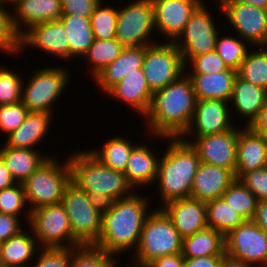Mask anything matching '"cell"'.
Wrapping results in <instances>:
<instances>
[{
    "instance_id": "obj_1",
    "label": "cell",
    "mask_w": 267,
    "mask_h": 267,
    "mask_svg": "<svg viewBox=\"0 0 267 267\" xmlns=\"http://www.w3.org/2000/svg\"><path fill=\"white\" fill-rule=\"evenodd\" d=\"M197 98L190 76L185 72L174 82L155 91L144 116L148 135L161 141L182 137L194 116ZM155 135V136H154Z\"/></svg>"
},
{
    "instance_id": "obj_2",
    "label": "cell",
    "mask_w": 267,
    "mask_h": 267,
    "mask_svg": "<svg viewBox=\"0 0 267 267\" xmlns=\"http://www.w3.org/2000/svg\"><path fill=\"white\" fill-rule=\"evenodd\" d=\"M142 195L141 191H135L113 202L112 208L103 214L101 233L94 246L118 258L122 252L134 253L145 220L152 212L151 200Z\"/></svg>"
},
{
    "instance_id": "obj_3",
    "label": "cell",
    "mask_w": 267,
    "mask_h": 267,
    "mask_svg": "<svg viewBox=\"0 0 267 267\" xmlns=\"http://www.w3.org/2000/svg\"><path fill=\"white\" fill-rule=\"evenodd\" d=\"M68 159L71 182L88 194L90 203L102 215L112 208L114 201L135 192L124 172L106 167L88 150L76 151Z\"/></svg>"
},
{
    "instance_id": "obj_4",
    "label": "cell",
    "mask_w": 267,
    "mask_h": 267,
    "mask_svg": "<svg viewBox=\"0 0 267 267\" xmlns=\"http://www.w3.org/2000/svg\"><path fill=\"white\" fill-rule=\"evenodd\" d=\"M167 149L161 154L155 184L165 203L190 197L195 174L201 164L198 152L191 143L179 138H167Z\"/></svg>"
},
{
    "instance_id": "obj_5",
    "label": "cell",
    "mask_w": 267,
    "mask_h": 267,
    "mask_svg": "<svg viewBox=\"0 0 267 267\" xmlns=\"http://www.w3.org/2000/svg\"><path fill=\"white\" fill-rule=\"evenodd\" d=\"M183 238L159 207L152 210L142 227L131 265L145 267L155 258L182 253ZM134 260V261H133Z\"/></svg>"
},
{
    "instance_id": "obj_6",
    "label": "cell",
    "mask_w": 267,
    "mask_h": 267,
    "mask_svg": "<svg viewBox=\"0 0 267 267\" xmlns=\"http://www.w3.org/2000/svg\"><path fill=\"white\" fill-rule=\"evenodd\" d=\"M70 182L69 159L60 162L54 155L48 157L22 184L30 210L61 203Z\"/></svg>"
},
{
    "instance_id": "obj_7",
    "label": "cell",
    "mask_w": 267,
    "mask_h": 267,
    "mask_svg": "<svg viewBox=\"0 0 267 267\" xmlns=\"http://www.w3.org/2000/svg\"><path fill=\"white\" fill-rule=\"evenodd\" d=\"M58 65L36 69L23 81L21 102L29 112H48L54 114L56 101L68 88L69 69ZM26 84H25V83ZM61 96V97H60ZM55 104V105H54Z\"/></svg>"
},
{
    "instance_id": "obj_8",
    "label": "cell",
    "mask_w": 267,
    "mask_h": 267,
    "mask_svg": "<svg viewBox=\"0 0 267 267\" xmlns=\"http://www.w3.org/2000/svg\"><path fill=\"white\" fill-rule=\"evenodd\" d=\"M154 31L152 0H132L123 7L119 6L115 38L124 48L149 46L158 42Z\"/></svg>"
},
{
    "instance_id": "obj_9",
    "label": "cell",
    "mask_w": 267,
    "mask_h": 267,
    "mask_svg": "<svg viewBox=\"0 0 267 267\" xmlns=\"http://www.w3.org/2000/svg\"><path fill=\"white\" fill-rule=\"evenodd\" d=\"M63 205L73 238L81 245H95L102 229L103 215L89 201L88 194L70 182L66 187Z\"/></svg>"
},
{
    "instance_id": "obj_10",
    "label": "cell",
    "mask_w": 267,
    "mask_h": 267,
    "mask_svg": "<svg viewBox=\"0 0 267 267\" xmlns=\"http://www.w3.org/2000/svg\"><path fill=\"white\" fill-rule=\"evenodd\" d=\"M28 225L40 248L70 249L81 246L73 238L68 215L61 203L32 210Z\"/></svg>"
},
{
    "instance_id": "obj_11",
    "label": "cell",
    "mask_w": 267,
    "mask_h": 267,
    "mask_svg": "<svg viewBox=\"0 0 267 267\" xmlns=\"http://www.w3.org/2000/svg\"><path fill=\"white\" fill-rule=\"evenodd\" d=\"M164 41L145 46L142 69L153 93L174 82L186 72L182 54L175 43Z\"/></svg>"
},
{
    "instance_id": "obj_12",
    "label": "cell",
    "mask_w": 267,
    "mask_h": 267,
    "mask_svg": "<svg viewBox=\"0 0 267 267\" xmlns=\"http://www.w3.org/2000/svg\"><path fill=\"white\" fill-rule=\"evenodd\" d=\"M209 11L207 4L205 5L203 1L191 14L184 30L174 41L182 54L185 65L193 57L215 50L220 27L219 24L216 25L215 18Z\"/></svg>"
},
{
    "instance_id": "obj_13",
    "label": "cell",
    "mask_w": 267,
    "mask_h": 267,
    "mask_svg": "<svg viewBox=\"0 0 267 267\" xmlns=\"http://www.w3.org/2000/svg\"><path fill=\"white\" fill-rule=\"evenodd\" d=\"M216 2L221 16H225L231 25L229 27L235 31L234 35L248 42L251 47L267 46V9L242 2Z\"/></svg>"
},
{
    "instance_id": "obj_14",
    "label": "cell",
    "mask_w": 267,
    "mask_h": 267,
    "mask_svg": "<svg viewBox=\"0 0 267 267\" xmlns=\"http://www.w3.org/2000/svg\"><path fill=\"white\" fill-rule=\"evenodd\" d=\"M225 254L261 267L267 261V233L253 220H245L225 236Z\"/></svg>"
},
{
    "instance_id": "obj_15",
    "label": "cell",
    "mask_w": 267,
    "mask_h": 267,
    "mask_svg": "<svg viewBox=\"0 0 267 267\" xmlns=\"http://www.w3.org/2000/svg\"><path fill=\"white\" fill-rule=\"evenodd\" d=\"M229 106V102L222 100H197L191 124L181 138H198L234 129L237 123Z\"/></svg>"
},
{
    "instance_id": "obj_16",
    "label": "cell",
    "mask_w": 267,
    "mask_h": 267,
    "mask_svg": "<svg viewBox=\"0 0 267 267\" xmlns=\"http://www.w3.org/2000/svg\"><path fill=\"white\" fill-rule=\"evenodd\" d=\"M65 27L60 20L30 26L20 35V53L26 48L45 51L46 55L57 57L58 60L70 61V47ZM29 46V47H28ZM38 48V49H37Z\"/></svg>"
},
{
    "instance_id": "obj_17",
    "label": "cell",
    "mask_w": 267,
    "mask_h": 267,
    "mask_svg": "<svg viewBox=\"0 0 267 267\" xmlns=\"http://www.w3.org/2000/svg\"><path fill=\"white\" fill-rule=\"evenodd\" d=\"M239 127L220 134L183 139L196 149L201 162L223 167L235 175ZM192 139V140H191Z\"/></svg>"
},
{
    "instance_id": "obj_18",
    "label": "cell",
    "mask_w": 267,
    "mask_h": 267,
    "mask_svg": "<svg viewBox=\"0 0 267 267\" xmlns=\"http://www.w3.org/2000/svg\"><path fill=\"white\" fill-rule=\"evenodd\" d=\"M152 1L155 33L159 34L158 37L166 39L167 42H174L184 30L191 14L204 0Z\"/></svg>"
},
{
    "instance_id": "obj_19",
    "label": "cell",
    "mask_w": 267,
    "mask_h": 267,
    "mask_svg": "<svg viewBox=\"0 0 267 267\" xmlns=\"http://www.w3.org/2000/svg\"><path fill=\"white\" fill-rule=\"evenodd\" d=\"M172 221L182 238L207 228V207L193 198L171 200L160 207Z\"/></svg>"
},
{
    "instance_id": "obj_20",
    "label": "cell",
    "mask_w": 267,
    "mask_h": 267,
    "mask_svg": "<svg viewBox=\"0 0 267 267\" xmlns=\"http://www.w3.org/2000/svg\"><path fill=\"white\" fill-rule=\"evenodd\" d=\"M105 95L125 103L131 110L139 113L142 118L147 114L153 92L148 86L143 69L129 72L120 82L113 86ZM111 96V97H110Z\"/></svg>"
},
{
    "instance_id": "obj_21",
    "label": "cell",
    "mask_w": 267,
    "mask_h": 267,
    "mask_svg": "<svg viewBox=\"0 0 267 267\" xmlns=\"http://www.w3.org/2000/svg\"><path fill=\"white\" fill-rule=\"evenodd\" d=\"M10 9L19 35L30 26L59 20L62 16L61 0H17Z\"/></svg>"
},
{
    "instance_id": "obj_22",
    "label": "cell",
    "mask_w": 267,
    "mask_h": 267,
    "mask_svg": "<svg viewBox=\"0 0 267 267\" xmlns=\"http://www.w3.org/2000/svg\"><path fill=\"white\" fill-rule=\"evenodd\" d=\"M267 102V90L253 85L237 75L229 105L231 113L243 121V127H250ZM246 123V124H244Z\"/></svg>"
},
{
    "instance_id": "obj_23",
    "label": "cell",
    "mask_w": 267,
    "mask_h": 267,
    "mask_svg": "<svg viewBox=\"0 0 267 267\" xmlns=\"http://www.w3.org/2000/svg\"><path fill=\"white\" fill-rule=\"evenodd\" d=\"M267 166V141L250 127L239 125L235 178Z\"/></svg>"
},
{
    "instance_id": "obj_24",
    "label": "cell",
    "mask_w": 267,
    "mask_h": 267,
    "mask_svg": "<svg viewBox=\"0 0 267 267\" xmlns=\"http://www.w3.org/2000/svg\"><path fill=\"white\" fill-rule=\"evenodd\" d=\"M154 152V149L152 151L151 147L143 144V142L138 143L132 149L124 173L127 182L135 191H140L139 188L154 187L153 184H155L158 173L159 156H161L157 155L159 152Z\"/></svg>"
},
{
    "instance_id": "obj_25",
    "label": "cell",
    "mask_w": 267,
    "mask_h": 267,
    "mask_svg": "<svg viewBox=\"0 0 267 267\" xmlns=\"http://www.w3.org/2000/svg\"><path fill=\"white\" fill-rule=\"evenodd\" d=\"M235 179L230 170L201 162L195 174L190 198L204 202L220 198Z\"/></svg>"
},
{
    "instance_id": "obj_26",
    "label": "cell",
    "mask_w": 267,
    "mask_h": 267,
    "mask_svg": "<svg viewBox=\"0 0 267 267\" xmlns=\"http://www.w3.org/2000/svg\"><path fill=\"white\" fill-rule=\"evenodd\" d=\"M54 115L48 112H29L22 125L14 132L5 137L6 141L2 143L11 148H27L37 150L36 146L41 144L45 136H48L52 125L54 124ZM36 146V147H35ZM37 148V149H36Z\"/></svg>"
},
{
    "instance_id": "obj_27",
    "label": "cell",
    "mask_w": 267,
    "mask_h": 267,
    "mask_svg": "<svg viewBox=\"0 0 267 267\" xmlns=\"http://www.w3.org/2000/svg\"><path fill=\"white\" fill-rule=\"evenodd\" d=\"M145 57V46L123 48L119 57L100 71L93 79L97 88L106 94L129 72L141 69Z\"/></svg>"
},
{
    "instance_id": "obj_28",
    "label": "cell",
    "mask_w": 267,
    "mask_h": 267,
    "mask_svg": "<svg viewBox=\"0 0 267 267\" xmlns=\"http://www.w3.org/2000/svg\"><path fill=\"white\" fill-rule=\"evenodd\" d=\"M26 227L0 244L2 267H29L33 260L35 261V256L41 248L30 226Z\"/></svg>"
},
{
    "instance_id": "obj_29",
    "label": "cell",
    "mask_w": 267,
    "mask_h": 267,
    "mask_svg": "<svg viewBox=\"0 0 267 267\" xmlns=\"http://www.w3.org/2000/svg\"><path fill=\"white\" fill-rule=\"evenodd\" d=\"M197 100L215 99L229 102L238 71L228 69L213 74H188Z\"/></svg>"
},
{
    "instance_id": "obj_30",
    "label": "cell",
    "mask_w": 267,
    "mask_h": 267,
    "mask_svg": "<svg viewBox=\"0 0 267 267\" xmlns=\"http://www.w3.org/2000/svg\"><path fill=\"white\" fill-rule=\"evenodd\" d=\"M0 157L14 181L23 182L48 158L41 151L27 148H11L1 144ZM42 153V154H41Z\"/></svg>"
},
{
    "instance_id": "obj_31",
    "label": "cell",
    "mask_w": 267,
    "mask_h": 267,
    "mask_svg": "<svg viewBox=\"0 0 267 267\" xmlns=\"http://www.w3.org/2000/svg\"><path fill=\"white\" fill-rule=\"evenodd\" d=\"M224 255L225 235L213 228L207 227L183 238L182 256L184 258Z\"/></svg>"
},
{
    "instance_id": "obj_32",
    "label": "cell",
    "mask_w": 267,
    "mask_h": 267,
    "mask_svg": "<svg viewBox=\"0 0 267 267\" xmlns=\"http://www.w3.org/2000/svg\"><path fill=\"white\" fill-rule=\"evenodd\" d=\"M59 20L63 23L67 33L70 60L73 58L71 60L73 61L77 57L83 58L95 40L90 18L78 15H62Z\"/></svg>"
},
{
    "instance_id": "obj_33",
    "label": "cell",
    "mask_w": 267,
    "mask_h": 267,
    "mask_svg": "<svg viewBox=\"0 0 267 267\" xmlns=\"http://www.w3.org/2000/svg\"><path fill=\"white\" fill-rule=\"evenodd\" d=\"M110 138V139H109ZM137 143L125 137L111 136L101 147L96 149H89L88 151L97 158L102 164L110 169L125 172L127 167V160L129 159L132 149Z\"/></svg>"
},
{
    "instance_id": "obj_34",
    "label": "cell",
    "mask_w": 267,
    "mask_h": 267,
    "mask_svg": "<svg viewBox=\"0 0 267 267\" xmlns=\"http://www.w3.org/2000/svg\"><path fill=\"white\" fill-rule=\"evenodd\" d=\"M205 203L207 207V226L222 232L225 236L245 221L222 197Z\"/></svg>"
},
{
    "instance_id": "obj_35",
    "label": "cell",
    "mask_w": 267,
    "mask_h": 267,
    "mask_svg": "<svg viewBox=\"0 0 267 267\" xmlns=\"http://www.w3.org/2000/svg\"><path fill=\"white\" fill-rule=\"evenodd\" d=\"M123 48L116 38L107 40L95 38L93 44L83 56L84 60H87L86 63L90 64L89 72L92 80L100 71L119 57Z\"/></svg>"
},
{
    "instance_id": "obj_36",
    "label": "cell",
    "mask_w": 267,
    "mask_h": 267,
    "mask_svg": "<svg viewBox=\"0 0 267 267\" xmlns=\"http://www.w3.org/2000/svg\"><path fill=\"white\" fill-rule=\"evenodd\" d=\"M238 75L267 90V46H254L246 54Z\"/></svg>"
},
{
    "instance_id": "obj_37",
    "label": "cell",
    "mask_w": 267,
    "mask_h": 267,
    "mask_svg": "<svg viewBox=\"0 0 267 267\" xmlns=\"http://www.w3.org/2000/svg\"><path fill=\"white\" fill-rule=\"evenodd\" d=\"M222 198L245 220H253L258 206L255 195L239 180L235 179L222 194Z\"/></svg>"
},
{
    "instance_id": "obj_38",
    "label": "cell",
    "mask_w": 267,
    "mask_h": 267,
    "mask_svg": "<svg viewBox=\"0 0 267 267\" xmlns=\"http://www.w3.org/2000/svg\"><path fill=\"white\" fill-rule=\"evenodd\" d=\"M232 34L227 36L224 32L220 37L219 33L216 39L215 51L223 59L228 68L238 71L251 47L248 42L237 37V35L233 37Z\"/></svg>"
},
{
    "instance_id": "obj_39",
    "label": "cell",
    "mask_w": 267,
    "mask_h": 267,
    "mask_svg": "<svg viewBox=\"0 0 267 267\" xmlns=\"http://www.w3.org/2000/svg\"><path fill=\"white\" fill-rule=\"evenodd\" d=\"M118 264L116 256L94 245L71 248L69 267H118Z\"/></svg>"
},
{
    "instance_id": "obj_40",
    "label": "cell",
    "mask_w": 267,
    "mask_h": 267,
    "mask_svg": "<svg viewBox=\"0 0 267 267\" xmlns=\"http://www.w3.org/2000/svg\"><path fill=\"white\" fill-rule=\"evenodd\" d=\"M103 2L104 0H101L91 14L92 32L96 39H114L116 37L118 7L114 8L111 4L104 5L105 2Z\"/></svg>"
},
{
    "instance_id": "obj_41",
    "label": "cell",
    "mask_w": 267,
    "mask_h": 267,
    "mask_svg": "<svg viewBox=\"0 0 267 267\" xmlns=\"http://www.w3.org/2000/svg\"><path fill=\"white\" fill-rule=\"evenodd\" d=\"M26 194L22 184L16 183L15 185L0 190V213L7 215H14L27 220V225L30 221L31 210L27 206ZM27 206V207H26ZM26 208V209H25ZM23 212L25 215H23ZM22 215V216H21Z\"/></svg>"
},
{
    "instance_id": "obj_42",
    "label": "cell",
    "mask_w": 267,
    "mask_h": 267,
    "mask_svg": "<svg viewBox=\"0 0 267 267\" xmlns=\"http://www.w3.org/2000/svg\"><path fill=\"white\" fill-rule=\"evenodd\" d=\"M0 53L8 54V57L20 53V35L13 26L12 12L5 3L0 4Z\"/></svg>"
},
{
    "instance_id": "obj_43",
    "label": "cell",
    "mask_w": 267,
    "mask_h": 267,
    "mask_svg": "<svg viewBox=\"0 0 267 267\" xmlns=\"http://www.w3.org/2000/svg\"><path fill=\"white\" fill-rule=\"evenodd\" d=\"M23 81L10 67L0 66V106L21 101Z\"/></svg>"
},
{
    "instance_id": "obj_44",
    "label": "cell",
    "mask_w": 267,
    "mask_h": 267,
    "mask_svg": "<svg viewBox=\"0 0 267 267\" xmlns=\"http://www.w3.org/2000/svg\"><path fill=\"white\" fill-rule=\"evenodd\" d=\"M185 68L187 74H213L229 69L215 50L193 57Z\"/></svg>"
},
{
    "instance_id": "obj_45",
    "label": "cell",
    "mask_w": 267,
    "mask_h": 267,
    "mask_svg": "<svg viewBox=\"0 0 267 267\" xmlns=\"http://www.w3.org/2000/svg\"><path fill=\"white\" fill-rule=\"evenodd\" d=\"M29 114L22 102L0 106V133L6 137L18 129Z\"/></svg>"
},
{
    "instance_id": "obj_46",
    "label": "cell",
    "mask_w": 267,
    "mask_h": 267,
    "mask_svg": "<svg viewBox=\"0 0 267 267\" xmlns=\"http://www.w3.org/2000/svg\"><path fill=\"white\" fill-rule=\"evenodd\" d=\"M29 267H69L70 249L41 248Z\"/></svg>"
},
{
    "instance_id": "obj_47",
    "label": "cell",
    "mask_w": 267,
    "mask_h": 267,
    "mask_svg": "<svg viewBox=\"0 0 267 267\" xmlns=\"http://www.w3.org/2000/svg\"><path fill=\"white\" fill-rule=\"evenodd\" d=\"M239 180L255 195L258 201L267 199V167L246 171Z\"/></svg>"
},
{
    "instance_id": "obj_48",
    "label": "cell",
    "mask_w": 267,
    "mask_h": 267,
    "mask_svg": "<svg viewBox=\"0 0 267 267\" xmlns=\"http://www.w3.org/2000/svg\"><path fill=\"white\" fill-rule=\"evenodd\" d=\"M101 0H61L62 15L90 18Z\"/></svg>"
},
{
    "instance_id": "obj_49",
    "label": "cell",
    "mask_w": 267,
    "mask_h": 267,
    "mask_svg": "<svg viewBox=\"0 0 267 267\" xmlns=\"http://www.w3.org/2000/svg\"><path fill=\"white\" fill-rule=\"evenodd\" d=\"M21 221L20 217L0 213V244L24 229Z\"/></svg>"
},
{
    "instance_id": "obj_50",
    "label": "cell",
    "mask_w": 267,
    "mask_h": 267,
    "mask_svg": "<svg viewBox=\"0 0 267 267\" xmlns=\"http://www.w3.org/2000/svg\"><path fill=\"white\" fill-rule=\"evenodd\" d=\"M145 267H184V257L182 253L161 256L149 262Z\"/></svg>"
},
{
    "instance_id": "obj_51",
    "label": "cell",
    "mask_w": 267,
    "mask_h": 267,
    "mask_svg": "<svg viewBox=\"0 0 267 267\" xmlns=\"http://www.w3.org/2000/svg\"><path fill=\"white\" fill-rule=\"evenodd\" d=\"M223 256L184 258V267H220Z\"/></svg>"
},
{
    "instance_id": "obj_52",
    "label": "cell",
    "mask_w": 267,
    "mask_h": 267,
    "mask_svg": "<svg viewBox=\"0 0 267 267\" xmlns=\"http://www.w3.org/2000/svg\"><path fill=\"white\" fill-rule=\"evenodd\" d=\"M250 128L267 141V102L261 108L257 119L252 123Z\"/></svg>"
},
{
    "instance_id": "obj_53",
    "label": "cell",
    "mask_w": 267,
    "mask_h": 267,
    "mask_svg": "<svg viewBox=\"0 0 267 267\" xmlns=\"http://www.w3.org/2000/svg\"><path fill=\"white\" fill-rule=\"evenodd\" d=\"M253 221L267 233V199L258 201L257 211Z\"/></svg>"
},
{
    "instance_id": "obj_54",
    "label": "cell",
    "mask_w": 267,
    "mask_h": 267,
    "mask_svg": "<svg viewBox=\"0 0 267 267\" xmlns=\"http://www.w3.org/2000/svg\"><path fill=\"white\" fill-rule=\"evenodd\" d=\"M16 182L12 178L10 171L6 167L5 162L0 157V190H4L15 185Z\"/></svg>"
},
{
    "instance_id": "obj_55",
    "label": "cell",
    "mask_w": 267,
    "mask_h": 267,
    "mask_svg": "<svg viewBox=\"0 0 267 267\" xmlns=\"http://www.w3.org/2000/svg\"><path fill=\"white\" fill-rule=\"evenodd\" d=\"M220 267H254V266L246 264L241 260L233 259L232 257L225 254L222 258Z\"/></svg>"
},
{
    "instance_id": "obj_56",
    "label": "cell",
    "mask_w": 267,
    "mask_h": 267,
    "mask_svg": "<svg viewBox=\"0 0 267 267\" xmlns=\"http://www.w3.org/2000/svg\"><path fill=\"white\" fill-rule=\"evenodd\" d=\"M219 2H242L256 7L267 9V0H218Z\"/></svg>"
},
{
    "instance_id": "obj_57",
    "label": "cell",
    "mask_w": 267,
    "mask_h": 267,
    "mask_svg": "<svg viewBox=\"0 0 267 267\" xmlns=\"http://www.w3.org/2000/svg\"><path fill=\"white\" fill-rule=\"evenodd\" d=\"M17 0H4V3L6 4V5H10V7L12 6V4H14L15 2H16Z\"/></svg>"
},
{
    "instance_id": "obj_58",
    "label": "cell",
    "mask_w": 267,
    "mask_h": 267,
    "mask_svg": "<svg viewBox=\"0 0 267 267\" xmlns=\"http://www.w3.org/2000/svg\"><path fill=\"white\" fill-rule=\"evenodd\" d=\"M261 267H267V261Z\"/></svg>"
},
{
    "instance_id": "obj_59",
    "label": "cell",
    "mask_w": 267,
    "mask_h": 267,
    "mask_svg": "<svg viewBox=\"0 0 267 267\" xmlns=\"http://www.w3.org/2000/svg\"><path fill=\"white\" fill-rule=\"evenodd\" d=\"M127 266H128V267H130V266H133V267H139V266H135V265H130V266H129V264H128ZM127 266H126V267H127Z\"/></svg>"
}]
</instances>
